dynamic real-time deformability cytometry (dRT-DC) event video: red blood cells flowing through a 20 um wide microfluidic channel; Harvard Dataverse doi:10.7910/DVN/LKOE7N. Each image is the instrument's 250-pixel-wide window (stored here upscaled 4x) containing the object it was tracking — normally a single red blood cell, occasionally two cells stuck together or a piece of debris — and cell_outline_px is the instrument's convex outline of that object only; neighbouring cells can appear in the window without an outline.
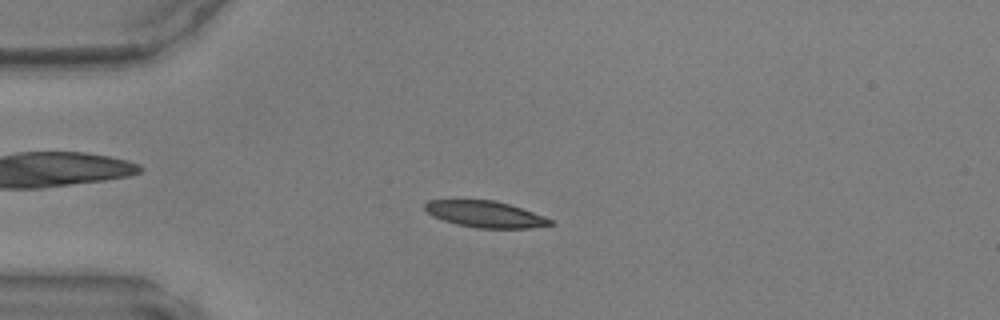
{"species": "common noctule bat (a hibernating species)", "species_latin": "Nyctalus noctula", "temperature_condition": "warm", "stored_images_in_passage": 47, "camera_frame_rate_fps": 3000, "um_per_image_px": 0.085, "animal": {"sex": "male", "body_mass_g": 17.9, "forearm_length_mm": 54.2}, "frame": {"image": 1, "passage_image": 12, "time_ms": 3.667, "image_size_px": [1000, 320], "cell_outline_px": [[556, 224], [528, 228], [476, 228], [456, 224], [432, 216], [424, 208], [424, 204], [428, 200], [496, 200], [544, 216], [552, 220]], "centroid_in_image_um": [41.23, 18.21], "position_along_channel_um": 43.8, "area_um2": 19.19}}
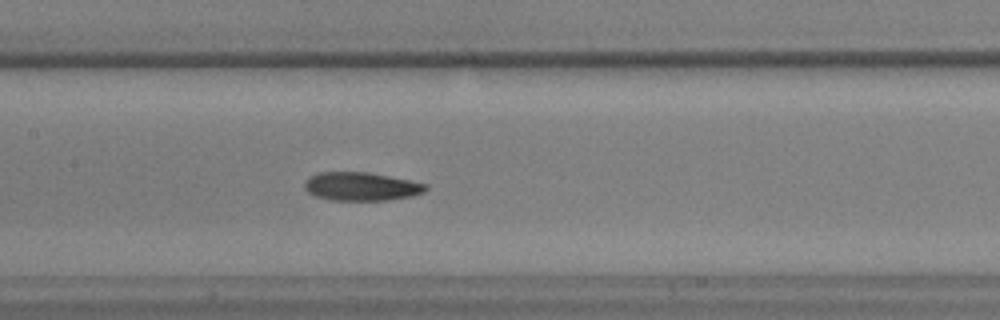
{"frame": {"image": 2, "passage_image": 23, "time_ms": 7.333, "image_size_px": [1000, 320], "cell_outline_px": [[428, 188], [424, 192], [412, 196], [388, 200], [332, 200], [316, 196], [308, 192], [304, 188], [304, 180], [308, 176], [316, 172], [368, 172], [428, 184]], "centroid_in_image_um": [30.67, 15.84], "position_along_channel_um": 176.7, "area_um2": 20.17}}
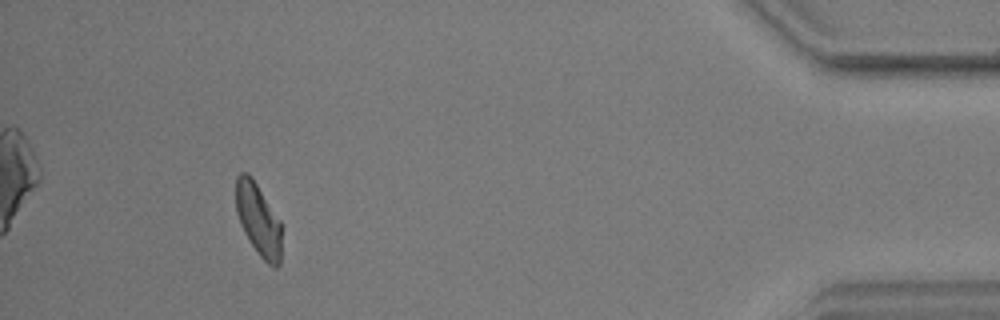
{"frame": {"image": 3, "passage_image": 44, "time_ms": 14.333, "image_size_px": [1000, 320], "cell_outline_px": [[280, 264], [276, 268], [272, 268], [260, 256], [244, 232], [240, 224], [236, 212], [236, 176], [240, 172], [248, 172], [252, 176], [280, 220]], "centroid_in_image_um": [21.94, 18.63], "position_along_channel_um": 413.3, "area_um2": 19.19}}